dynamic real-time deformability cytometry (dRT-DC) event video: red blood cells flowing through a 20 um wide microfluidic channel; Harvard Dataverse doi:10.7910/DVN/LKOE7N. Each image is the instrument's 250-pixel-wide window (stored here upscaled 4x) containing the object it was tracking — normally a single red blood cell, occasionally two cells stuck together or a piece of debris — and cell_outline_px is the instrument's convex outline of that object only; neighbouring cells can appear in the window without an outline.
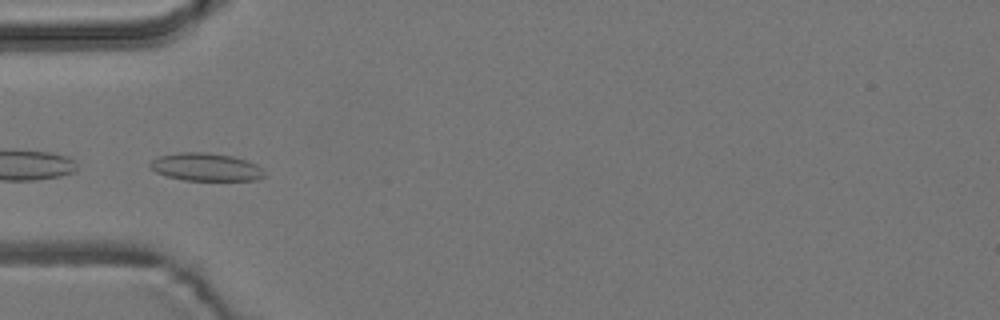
{"species": "common noctule bat (a hibernating species)", "species_latin": "Nyctalus noctula", "temperature_condition": "room temperature", "stored_images_in_passage": 7, "camera_frame_rate_fps": 3000, "um_per_image_px": 0.085, "animal": {"sex": "male", "body_mass_g": 19.2, "forearm_length_mm": 51.8}, "frame": {"image": 1, "passage_image": 5, "time_ms": 1.333, "image_size_px": [1000, 320], "cell_outline_px": [[264, 176], [256, 180], [184, 180], [168, 176], [156, 172], [148, 164], [156, 156], [180, 152], [208, 152], [232, 156], [248, 160], [256, 164], [264, 172]], "centroid_in_image_um": [17.49, 14.18], "position_along_channel_um": 67.5, "area_um2": 18.55}}